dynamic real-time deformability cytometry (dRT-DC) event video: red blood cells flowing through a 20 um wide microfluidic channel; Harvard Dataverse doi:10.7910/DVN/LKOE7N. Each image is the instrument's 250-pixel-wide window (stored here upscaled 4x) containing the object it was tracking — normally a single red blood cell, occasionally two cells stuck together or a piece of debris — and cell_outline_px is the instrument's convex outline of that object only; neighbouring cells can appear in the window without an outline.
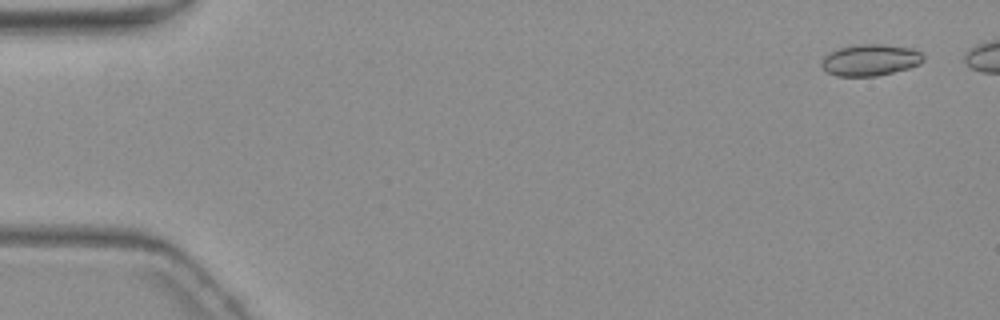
{"species": "common noctule bat (a hibernating species)", "species_latin": "Nyctalus noctula", "temperature_condition": "warm", "stored_images_in_passage": 6, "camera_frame_rate_fps": 3000, "um_per_image_px": 0.085, "animal": {"sex": "female", "body_mass_g": 19.3, "forearm_length_mm": 54.1}, "frame": {"image": 1, "passage_image": 1, "time_ms": 0.0, "image_size_px": [1000, 320], "cell_outline_px": [[924, 60], [920, 64], [908, 68], [876, 76], [836, 76], [828, 72], [820, 64], [824, 56], [840, 48], [856, 44], [884, 44], [912, 48], [920, 52], [924, 56]], "centroid_in_image_um": [73.99, 5.09], "position_along_channel_um": 11.0, "area_um2": 18.61}}